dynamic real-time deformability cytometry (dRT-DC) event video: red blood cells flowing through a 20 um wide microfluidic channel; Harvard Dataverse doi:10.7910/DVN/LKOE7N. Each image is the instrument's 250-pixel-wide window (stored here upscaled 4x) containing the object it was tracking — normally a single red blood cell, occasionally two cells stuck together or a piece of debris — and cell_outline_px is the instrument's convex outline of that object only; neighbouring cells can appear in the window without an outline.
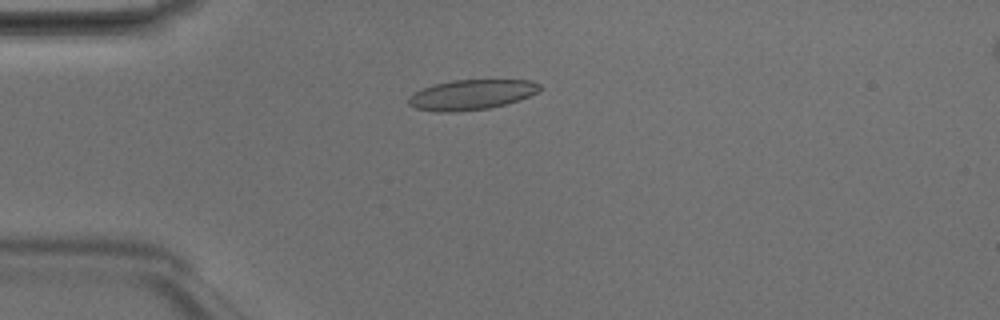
{"species": "Egyptian fruit bat (a non-hibernating species)", "species_latin": "Rousettus aegyptiacus", "temperature_condition": "room temperature", "stored_images_in_passage": 48, "camera_frame_rate_fps": 3000, "um_per_image_px": 0.085, "animal": {"sex": "male"}, "frame": {"image": 1, "passage_image": 12, "time_ms": 3.667, "image_size_px": [1000, 320], "cell_outline_px": [[540, 88], [536, 92], [520, 100], [488, 108], [452, 112], [440, 112], [416, 108], [408, 104], [408, 96], [424, 88], [436, 84], [452, 80], [528, 80], [540, 84]], "centroid_in_image_um": [40.06, 8.05], "position_along_channel_um": 44.9, "area_um2": 22.66}}
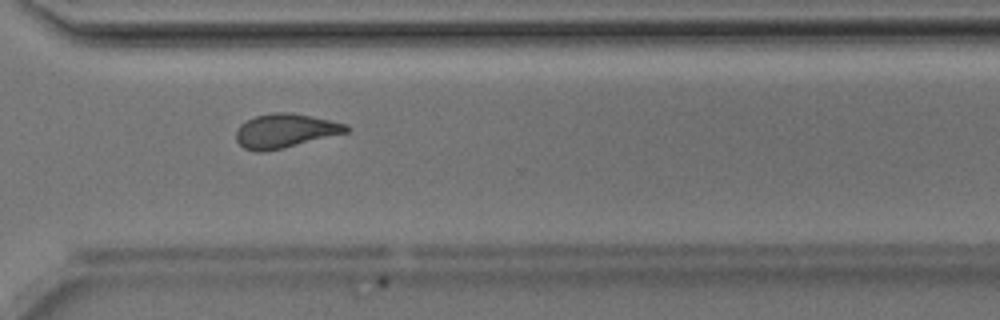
{"frame": {"image": 2, "passage_image": 35, "time_ms": 11.333, "image_size_px": [1000, 320], "cell_outline_px": [[348, 132], [284, 148], [264, 152], [256, 152], [244, 148], [236, 140], [236, 128], [240, 124], [256, 116], [276, 112], [292, 112], [332, 120], [348, 124]], "centroid_in_image_um": [24.24, 11.12], "position_along_channel_um": 346.4, "area_um2": 21.96}}
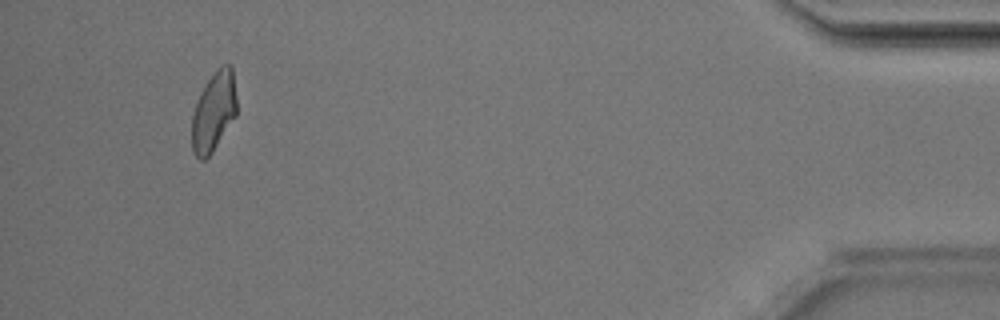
{"frame": {"image": 3, "passage_image": 45, "time_ms": 14.667, "image_size_px": [1000, 320], "cell_outline_px": [[236, 116], [212, 152], [204, 160], [200, 160], [192, 152], [192, 116], [196, 100], [200, 92], [216, 68], [220, 64], [232, 64], [236, 96]], "centroid_in_image_um": [18.16, 9.46], "position_along_channel_um": 417.0, "area_um2": 20.98}, "authors_computed_cell_mechanics": {"area_um2": 22.253, "velocity_mm_per_s": 4.1997, "shape_relaxation_time_tau1_ms": 4.9127, "shape_relaxation_time_tau2_ms": 2.0066, "deformation_change_tau1": 0.1345, "deformation_change_tau2": 0.0937}}